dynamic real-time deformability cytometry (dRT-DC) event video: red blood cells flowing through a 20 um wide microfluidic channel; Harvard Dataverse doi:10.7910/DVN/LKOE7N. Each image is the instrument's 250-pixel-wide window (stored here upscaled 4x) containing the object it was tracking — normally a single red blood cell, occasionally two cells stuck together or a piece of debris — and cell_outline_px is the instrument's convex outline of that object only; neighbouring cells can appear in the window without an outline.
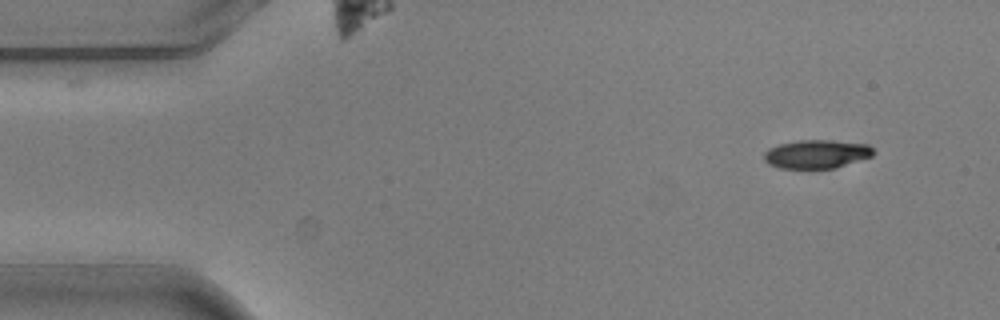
{"species": "common noctule bat (a hibernating species)", "species_latin": "Nyctalus noctula", "temperature_condition": "warm", "stored_images_in_passage": 8, "camera_frame_rate_fps": 3000, "um_per_image_px": 0.085, "animal": {"sex": "male", "body_mass_g": 20.5, "forearm_length_mm": 52.5}, "frame": {"image": 1, "passage_image": 1, "time_ms": 0.0, "image_size_px": [1000, 320], "cell_outline_px": [[876, 152], [872, 156], [836, 168], [780, 168], [768, 164], [764, 160], [764, 152], [768, 148], [780, 144], [800, 140], [832, 140], [868, 144]], "centroid_in_image_um": [69.42, 13.09], "position_along_channel_um": 15.6, "area_um2": 18.26}}
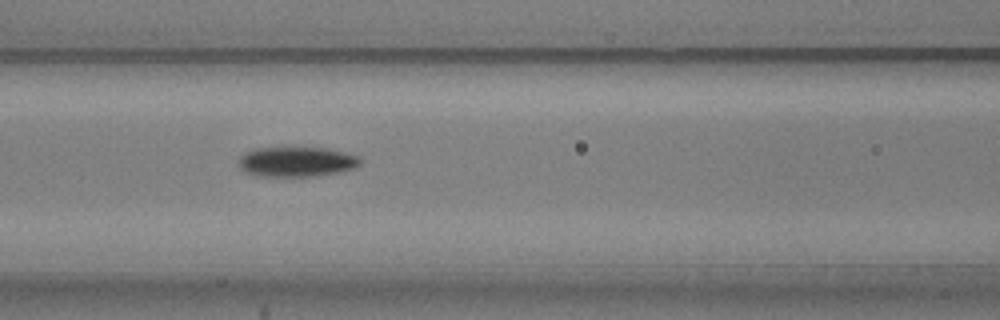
{"frame": {"image": 2, "passage_image": 5, "time_ms": 1.333, "image_size_px": [1000, 320], "cell_outline_px": [[364, 160], [360, 164], [352, 168], [336, 172], [316, 176], [256, 176], [244, 172], [236, 164], [240, 156], [244, 152], [252, 148], [328, 148], [360, 156]], "centroid_in_image_um": [25.16, 13.74], "position_along_channel_um": 141.4, "area_um2": 21.44}}
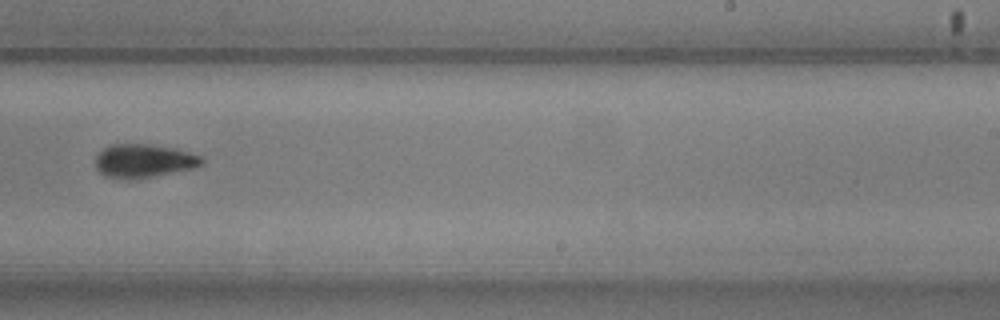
{"frame": {"image": 3, "passage_image": 8, "time_ms": 2.333, "image_size_px": [1000, 320], "cell_outline_px": [[204, 164], [196, 168], [156, 176], [128, 180], [104, 176], [96, 168], [96, 156], [108, 144], [148, 144], [176, 148], [200, 156], [204, 160]], "centroid_in_image_um": [12.23, 13.68], "position_along_channel_um": 276.8, "area_um2": 21.04}}